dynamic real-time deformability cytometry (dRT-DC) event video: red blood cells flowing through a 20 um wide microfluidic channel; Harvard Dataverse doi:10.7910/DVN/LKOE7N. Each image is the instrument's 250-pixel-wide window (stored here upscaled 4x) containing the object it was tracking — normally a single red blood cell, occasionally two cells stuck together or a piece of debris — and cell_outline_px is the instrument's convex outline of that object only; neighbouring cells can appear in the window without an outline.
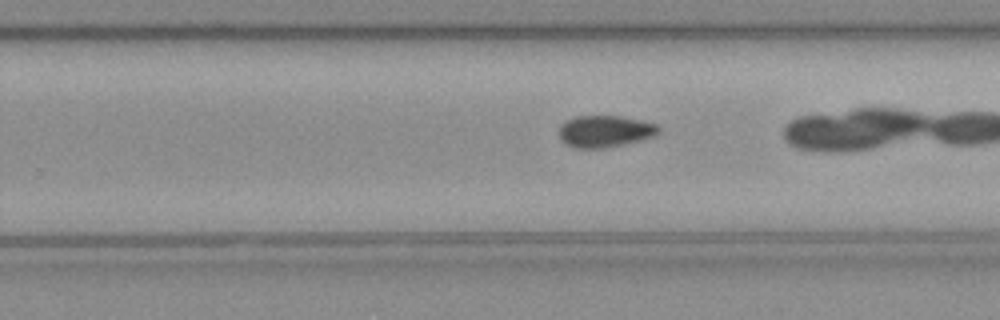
{"species": "common noctule bat (a hibernating species)", "species_latin": "Nyctalus noctula", "temperature_condition": "cold", "stored_images_in_passage": 38, "camera_frame_rate_fps": 3000, "um_per_image_px": 0.085, "animal": {"sex": "female", "body_mass_g": 21.9}, "frame": {"image": 1, "passage_image": 30, "time_ms": 9.667, "image_size_px": [1000, 320], "cell_outline_px": [[660, 132], [656, 136], [624, 144], [604, 148], [576, 148], [564, 144], [560, 140], [560, 124], [564, 120], [576, 116], [620, 116], [640, 120], [656, 124], [660, 128]], "centroid_in_image_um": [51.4, 11.16], "position_along_channel_um": 278.4, "area_um2": 18.61}}